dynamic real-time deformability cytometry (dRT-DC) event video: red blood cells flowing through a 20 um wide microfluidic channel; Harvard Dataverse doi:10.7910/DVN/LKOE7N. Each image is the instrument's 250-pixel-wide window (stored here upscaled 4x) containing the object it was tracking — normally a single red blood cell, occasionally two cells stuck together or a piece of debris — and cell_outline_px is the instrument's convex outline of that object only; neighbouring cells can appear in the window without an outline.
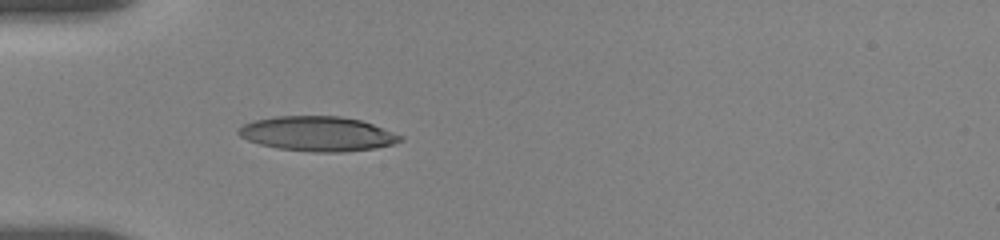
{"species": "human", "species_latin": "Homo sapiens", "temperature_condition": "room temperature", "stored_images_in_passage": 17, "camera_frame_rate_fps": 3000, "um_per_image_px": 0.085, "donor": {"sex": "female"}, "frame": {"image": 1, "passage_image": 12, "time_ms": 5.333, "image_size_px": [1000, 240], "cell_outline_px": [[404, 140], [392, 144], [376, 148], [344, 152], [312, 152], [276, 148], [260, 144], [248, 140], [240, 136], [236, 132], [244, 124], [252, 120], [276, 116], [340, 116], [360, 120], [372, 124], [404, 136]], "centroid_in_image_um": [27.0, 11.37], "position_along_channel_um": 58.0, "area_um2": 32.83}}
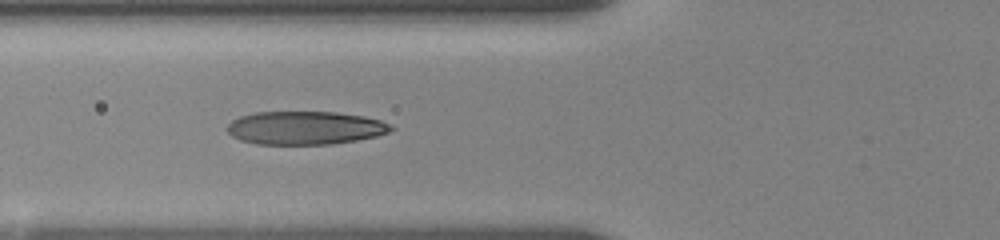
{"frame": {"image": 2, "passage_image": 16, "time_ms": 6.667, "image_size_px": [1000, 240], "cell_outline_px": [[396, 128], [388, 132], [376, 136], [356, 140], [332, 144], [256, 144], [240, 140], [232, 136], [228, 132], [228, 124], [232, 120], [240, 116], [256, 112], [336, 112], [364, 116], [380, 120], [392, 124]], "centroid_in_image_um": [25.95, 10.87], "position_along_channel_um": 99.8, "area_um2": 31.85}}